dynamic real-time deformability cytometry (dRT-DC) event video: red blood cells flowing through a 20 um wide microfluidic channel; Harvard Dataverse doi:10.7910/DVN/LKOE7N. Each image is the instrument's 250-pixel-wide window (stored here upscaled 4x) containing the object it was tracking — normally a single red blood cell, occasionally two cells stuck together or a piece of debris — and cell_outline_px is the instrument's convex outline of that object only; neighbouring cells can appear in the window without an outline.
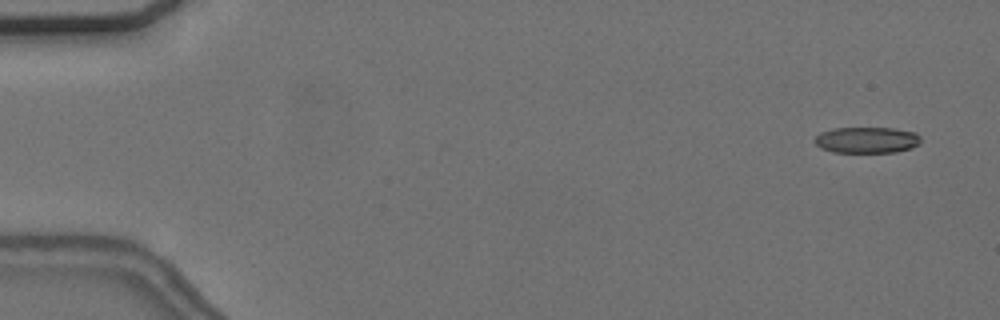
{"species": "common noctule bat (a hibernating species)", "species_latin": "Nyctalus noctula", "temperature_condition": "cold", "stored_images_in_passage": 56, "camera_frame_rate_fps": 3000, "um_per_image_px": 0.085, "animal": {"sex": "female", "body_mass_g": 24.6, "forearm_length_mm": 56.2}, "frame": {"image": 1, "passage_image": 3, "time_ms": 0.667, "image_size_px": [1000, 320], "cell_outline_px": [[920, 144], [912, 148], [896, 152], [832, 152], [820, 148], [812, 140], [820, 132], [832, 128], [892, 128], [916, 132], [920, 136]], "centroid_in_image_um": [73.67, 11.9], "position_along_channel_um": 11.3, "area_um2": 16.36}}
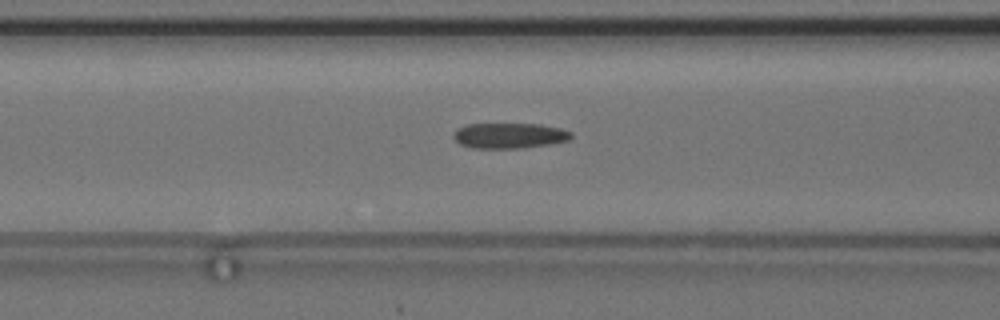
{"frame": {"image": 2, "passage_image": 23, "time_ms": 7.333, "image_size_px": [1000, 320], "cell_outline_px": [[572, 136], [568, 140], [552, 144], [520, 148], [472, 148], [460, 144], [452, 136], [452, 132], [456, 128], [468, 124], [540, 124], [560, 128], [572, 132]], "centroid_in_image_um": [43.27, 11.52], "position_along_channel_um": 123.3, "area_um2": 17.57}}
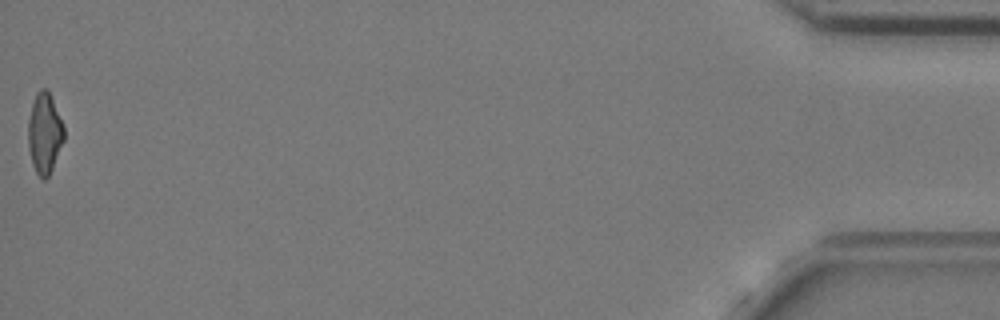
{"frame": {"image": 3, "passage_image": 56, "time_ms": 18.333, "image_size_px": [1000, 320], "cell_outline_px": [[64, 140], [52, 168], [48, 176], [44, 180], [36, 172], [32, 164], [28, 148], [28, 120], [32, 104], [36, 92], [40, 88], [48, 88], [64, 128]], "centroid_in_image_um": [3.77, 11.3], "position_along_channel_um": 431.4, "area_um2": 16.76}, "authors_computed_cell_mechanics": {"area_um2": 17.2822, "velocity_mm_per_s": 3.7018, "shape_relaxation_time_tau1_ms": 9.8736, "shape_relaxation_time_tau2_ms": 2.6117, "deformation_change_tau1": 0.192, "deformation_change_tau2": 0.1026}}